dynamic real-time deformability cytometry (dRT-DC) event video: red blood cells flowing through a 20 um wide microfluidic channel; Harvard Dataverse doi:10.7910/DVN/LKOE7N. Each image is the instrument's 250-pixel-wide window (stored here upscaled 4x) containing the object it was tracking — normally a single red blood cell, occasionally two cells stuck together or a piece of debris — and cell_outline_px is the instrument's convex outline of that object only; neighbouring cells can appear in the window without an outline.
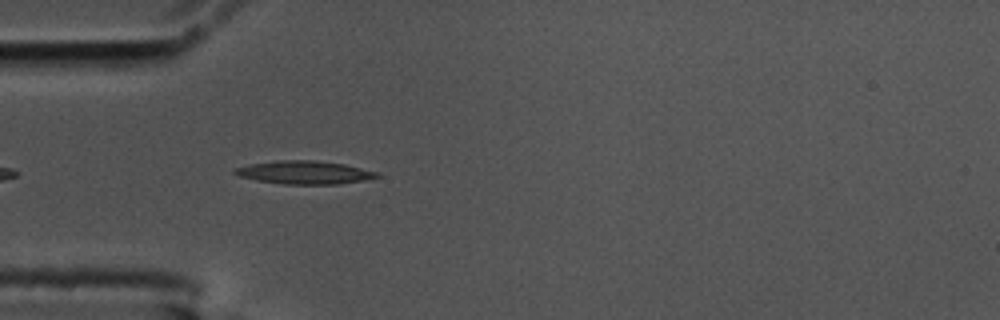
{"species": "common noctule bat (a hibernating species)", "species_latin": "Nyctalus noctula", "temperature_condition": "cold", "stored_images_in_passage": 7, "camera_frame_rate_fps": 3000, "um_per_image_px": 0.085, "animal": {"sex": "male", "body_mass_g": 17.5, "forearm_length_mm": 52.3}, "frame": {"image": 1, "passage_image": 4, "time_ms": 1.0, "image_size_px": [1000, 320], "cell_outline_px": [[380, 176], [360, 180], [336, 184], [284, 184], [256, 180], [240, 176], [232, 172], [232, 168], [248, 164], [280, 160], [316, 160], [344, 164], [380, 172]], "centroid_in_image_um": [25.83, 14.64], "position_along_channel_um": 59.2, "area_um2": 19.13}}